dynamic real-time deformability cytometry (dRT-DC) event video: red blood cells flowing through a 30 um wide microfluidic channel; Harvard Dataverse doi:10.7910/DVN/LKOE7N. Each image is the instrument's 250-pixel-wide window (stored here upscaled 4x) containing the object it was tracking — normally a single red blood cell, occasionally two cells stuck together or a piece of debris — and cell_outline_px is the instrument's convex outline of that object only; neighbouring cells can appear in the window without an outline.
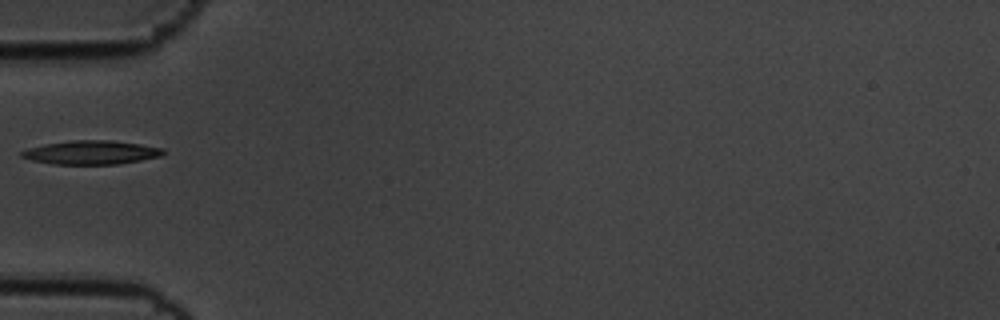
{"species": "common noctule bat (a hibernating species)", "species_latin": "Nyctalus noctula", "temperature_condition": "cold", "stored_images_in_passage": 38, "camera_frame_rate_fps": 3000, "um_per_image_px": 0.085, "animal": {"sex": "male", "body_mass_g": 19.5, "forearm_length_mm": 54.6}, "frame": {"image": 1, "passage_image": 1, "time_ms": 0.0, "image_size_px": [1000, 320], "cell_outline_px": [[164, 156], [120, 164], [52, 164], [32, 160], [20, 156], [20, 152], [28, 148], [44, 144], [72, 140], [108, 140], [140, 144], [164, 148]], "centroid_in_image_um": [7.78, 12.96], "position_along_channel_um": 77.2, "area_um2": 19.71}}
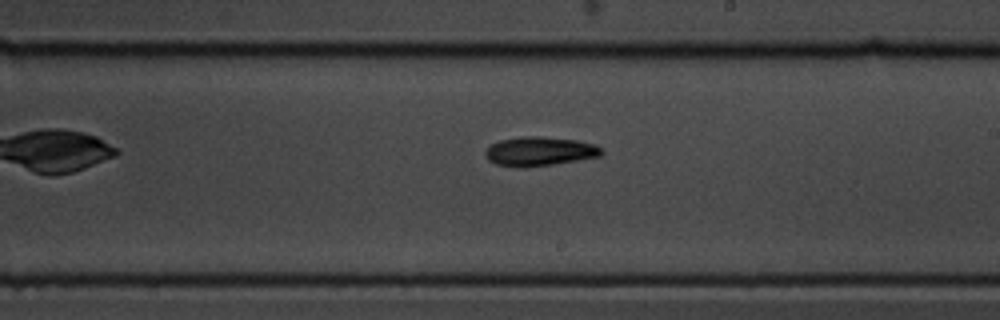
{"frame": {"image": 2, "passage_image": 15, "time_ms": 4.667, "image_size_px": [1000, 320], "cell_outline_px": [[604, 152], [600, 156], [552, 164], [524, 168], [520, 168], [496, 164], [488, 160], [484, 156], [484, 152], [492, 144], [500, 140], [524, 136], [540, 136], [576, 140], [592, 144], [600, 148]], "centroid_in_image_um": [45.81, 12.87], "position_along_channel_um": 243.2, "area_um2": 19.59}}
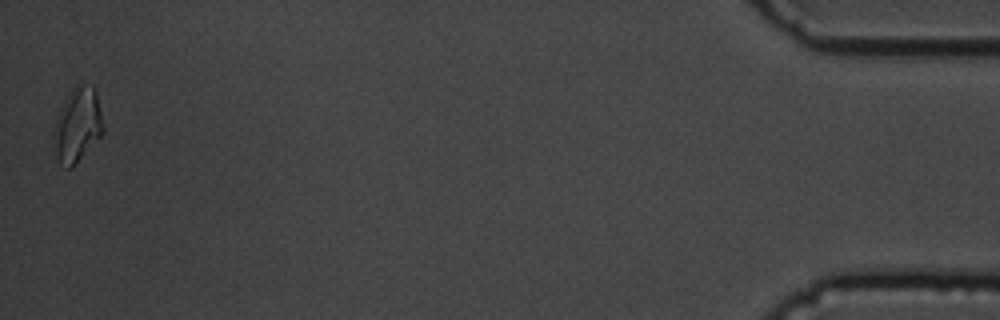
{"frame": {"image": 3, "passage_image": 38, "time_ms": 12.333, "image_size_px": [1000, 320], "cell_outline_px": [[104, 132], [72, 168], [68, 168], [60, 164], [56, 156], [52, 136], [52, 132], [56, 116], [64, 100], [72, 88], [76, 84], [84, 84], [96, 88], [104, 128]], "centroid_in_image_um": [6.57, 10.62], "position_along_channel_um": 428.6, "area_um2": 21.68}}